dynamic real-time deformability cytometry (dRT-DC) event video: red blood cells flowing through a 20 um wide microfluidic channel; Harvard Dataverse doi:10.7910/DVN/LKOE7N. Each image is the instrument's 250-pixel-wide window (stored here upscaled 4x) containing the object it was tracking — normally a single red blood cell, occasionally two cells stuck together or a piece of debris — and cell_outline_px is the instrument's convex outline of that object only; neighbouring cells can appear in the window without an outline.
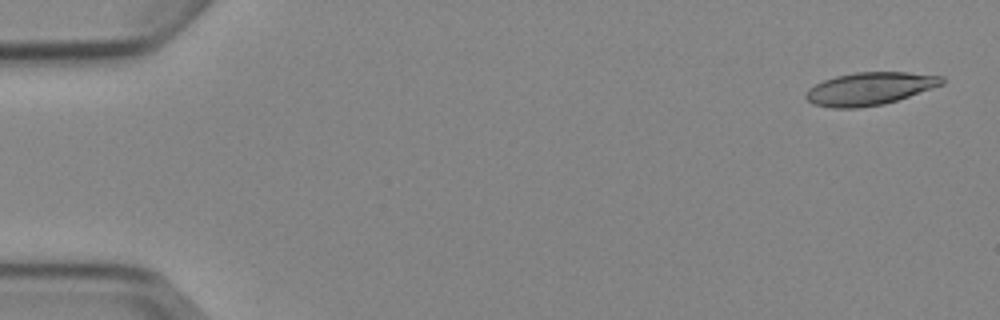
{"species": "Egyptian fruit bat (a non-hibernating species)", "species_latin": "Rousettus aegyptiacus", "temperature_condition": "cold", "stored_images_in_passage": 4, "camera_frame_rate_fps": 3000, "um_per_image_px": 0.085, "animal": {"sex": "female"}, "frame": {"image": 1, "passage_image": 1, "time_ms": 0.0, "image_size_px": [1000, 320], "cell_outline_px": [[944, 84], [884, 104], [856, 108], [832, 108], [812, 104], [804, 96], [808, 88], [824, 80], [836, 76], [856, 72], [908, 72], [944, 76]], "centroid_in_image_um": [73.91, 7.53], "position_along_channel_um": 11.1, "area_um2": 25.89}}
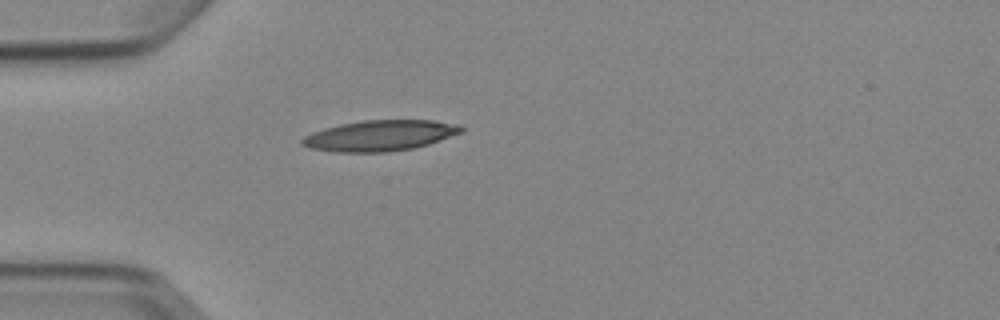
{"frame": {"image": 2, "passage_image": 4, "time_ms": 4.333, "image_size_px": [1000, 320], "cell_outline_px": [[464, 132], [428, 144], [412, 148], [388, 152], [336, 152], [312, 148], [300, 144], [300, 140], [304, 136], [312, 132], [324, 128], [340, 124], [364, 120], [432, 120], [460, 124], [464, 128]], "centroid_in_image_um": [32.31, 11.52], "position_along_channel_um": 52.7, "area_um2": 28.55}}